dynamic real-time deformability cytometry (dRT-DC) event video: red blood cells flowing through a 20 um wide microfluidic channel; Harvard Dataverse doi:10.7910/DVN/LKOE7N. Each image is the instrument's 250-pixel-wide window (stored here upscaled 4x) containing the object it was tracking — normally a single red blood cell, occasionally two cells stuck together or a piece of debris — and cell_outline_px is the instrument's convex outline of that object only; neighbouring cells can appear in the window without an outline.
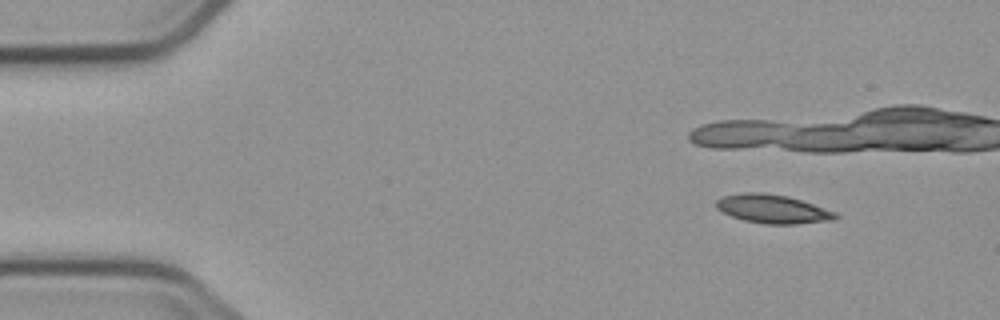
{"species": "common noctule bat (a hibernating species)", "species_latin": "Nyctalus noctula", "temperature_condition": "cold", "stored_images_in_passage": 7, "camera_frame_rate_fps": 3000, "um_per_image_px": 0.085, "animal": {"sex": "male", "body_mass_g": 23.1, "forearm_length_mm": 52.7}, "frame": {"image": 1, "passage_image": 1, "time_ms": 0.0, "image_size_px": [1000, 320], "cell_outline_px": [[840, 216], [832, 220], [796, 224], [764, 224], [744, 220], [732, 216], [716, 208], [716, 200], [724, 196], [744, 192], [760, 192], [788, 196], [836, 212]], "centroid_in_image_um": [65.68, 17.76], "position_along_channel_um": 19.3, "area_um2": 19.77}}